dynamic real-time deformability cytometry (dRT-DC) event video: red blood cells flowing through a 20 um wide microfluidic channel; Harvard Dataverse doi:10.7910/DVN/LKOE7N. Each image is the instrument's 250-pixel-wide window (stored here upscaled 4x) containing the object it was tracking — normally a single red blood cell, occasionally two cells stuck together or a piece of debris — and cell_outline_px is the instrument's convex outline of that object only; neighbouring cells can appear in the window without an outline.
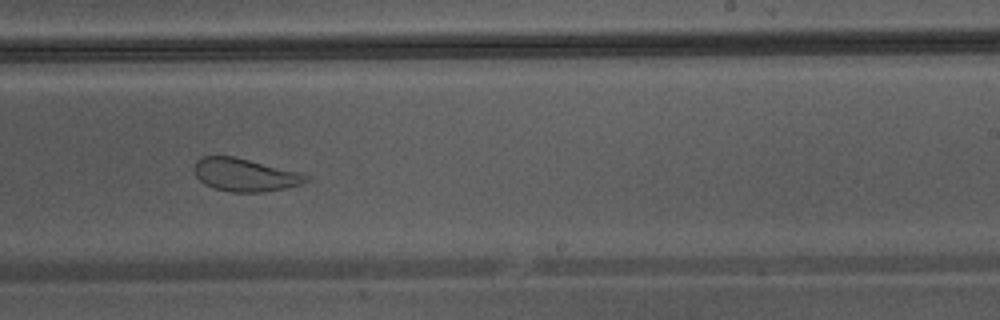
{"species": "Egyptian fruit bat (a non-hibernating species)", "species_latin": "Rousettus aegyptiacus", "temperature_condition": "warm", "stored_images_in_passage": 33, "camera_frame_rate_fps": 3000, "um_per_image_px": 0.085, "animal": {"sex": "male"}, "frame": {"image": 1, "passage_image": 19, "time_ms": 6.0, "image_size_px": [1000, 320], "cell_outline_px": [[308, 180], [300, 184], [284, 188], [264, 192], [232, 192], [212, 188], [204, 184], [196, 176], [192, 168], [196, 160], [204, 156], [236, 156], [300, 172], [308, 176]], "centroid_in_image_um": [20.77, 14.85], "position_along_channel_um": 268.2, "area_um2": 21.62}}